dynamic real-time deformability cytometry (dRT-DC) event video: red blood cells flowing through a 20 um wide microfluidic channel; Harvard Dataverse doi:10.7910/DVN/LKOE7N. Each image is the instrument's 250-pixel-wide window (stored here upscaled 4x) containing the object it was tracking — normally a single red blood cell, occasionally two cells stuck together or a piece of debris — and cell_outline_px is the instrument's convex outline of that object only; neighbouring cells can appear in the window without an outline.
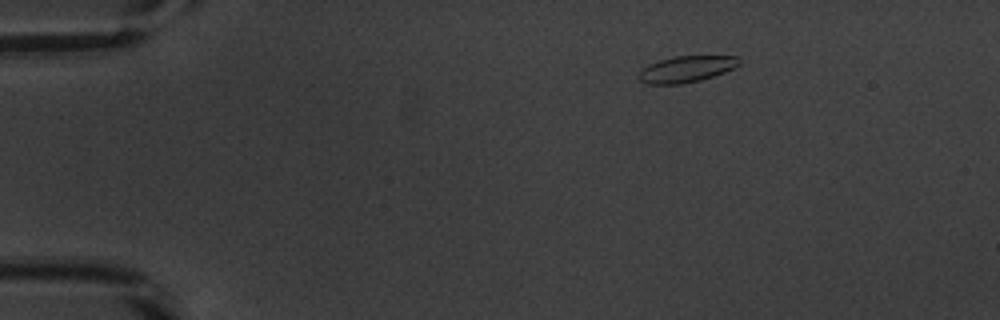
{"species": "common noctule bat (a hibernating species)", "species_latin": "Nyctalus noctula", "temperature_condition": "warm", "stored_images_in_passage": 45, "camera_frame_rate_fps": 3000, "um_per_image_px": 0.085, "animal": {"sex": "male", "body_mass_g": 20.1, "forearm_length_mm": 53.5}, "frame": {"image": 1, "passage_image": 1, "time_ms": 0.0, "image_size_px": [1000, 320], "cell_outline_px": [[740, 64], [724, 72], [700, 80], [680, 84], [644, 84], [636, 76], [644, 68], [660, 60], [676, 56], [740, 56]], "centroid_in_image_um": [58.34, 5.88], "position_along_channel_um": 26.7, "area_um2": 15.2}}
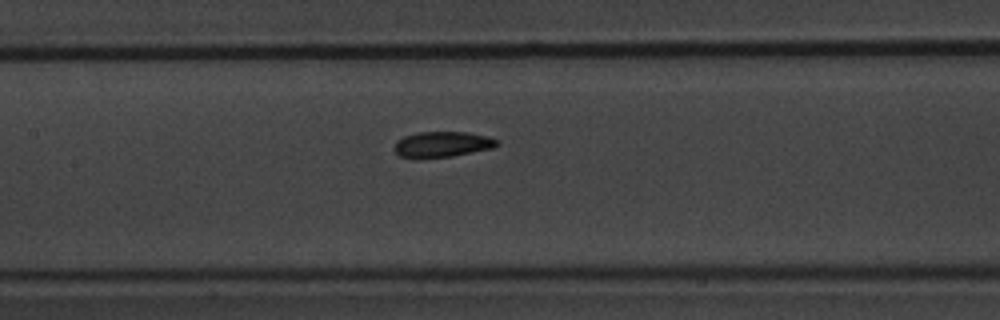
{"frame": {"image": 2, "passage_image": 18, "time_ms": 5.667, "image_size_px": [1000, 320], "cell_outline_px": [[500, 144], [492, 148], [452, 156], [400, 156], [392, 148], [396, 140], [404, 136], [416, 132], [468, 132], [488, 136], [500, 140]], "centroid_in_image_um": [37.63, 12.23], "position_along_channel_um": 169.8, "area_um2": 15.09}}
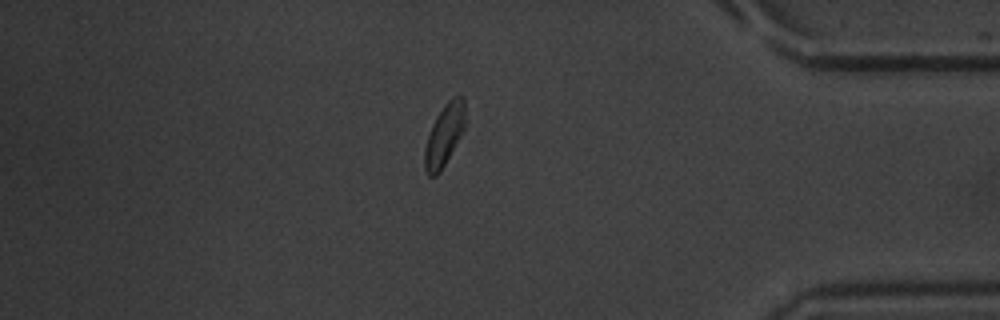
{"frame": {"image": 3, "passage_image": 38, "time_ms": 12.333, "image_size_px": [1000, 320], "cell_outline_px": [[464, 128], [440, 172], [436, 176], [428, 176], [424, 168], [424, 148], [432, 124], [436, 116], [444, 104], [452, 96], [464, 96]], "centroid_in_image_um": [37.73, 11.47], "position_along_channel_um": 397.5, "area_um2": 14.39}, "authors_computed_cell_mechanics": {"area_um2": 15.317, "velocity_mm_per_s": 3.8342, "shape_relaxation_time_tau1_ms": 2.1505, "shape_relaxation_time_tau2_ms": 2.3594, "deformation_change_tau1": 0.1261, "deformation_change_tau2": 0.0826}}